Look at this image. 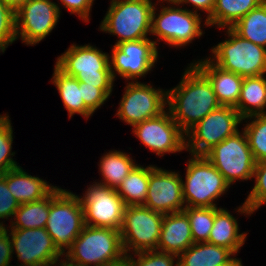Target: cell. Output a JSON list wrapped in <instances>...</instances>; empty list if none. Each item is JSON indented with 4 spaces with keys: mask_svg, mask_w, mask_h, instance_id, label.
I'll use <instances>...</instances> for the list:
<instances>
[{
    "mask_svg": "<svg viewBox=\"0 0 266 266\" xmlns=\"http://www.w3.org/2000/svg\"><path fill=\"white\" fill-rule=\"evenodd\" d=\"M160 1H161V2H162V1L166 2V1H170V0H157L156 3H160Z\"/></svg>",
    "mask_w": 266,
    "mask_h": 266,
    "instance_id": "obj_46",
    "label": "cell"
},
{
    "mask_svg": "<svg viewBox=\"0 0 266 266\" xmlns=\"http://www.w3.org/2000/svg\"><path fill=\"white\" fill-rule=\"evenodd\" d=\"M235 108L242 118L266 114V74L244 77Z\"/></svg>",
    "mask_w": 266,
    "mask_h": 266,
    "instance_id": "obj_26",
    "label": "cell"
},
{
    "mask_svg": "<svg viewBox=\"0 0 266 266\" xmlns=\"http://www.w3.org/2000/svg\"><path fill=\"white\" fill-rule=\"evenodd\" d=\"M115 116L131 127L167 109V89L141 82H128Z\"/></svg>",
    "mask_w": 266,
    "mask_h": 266,
    "instance_id": "obj_13",
    "label": "cell"
},
{
    "mask_svg": "<svg viewBox=\"0 0 266 266\" xmlns=\"http://www.w3.org/2000/svg\"><path fill=\"white\" fill-rule=\"evenodd\" d=\"M225 30L228 38L213 46L208 58L242 77L266 74V48L241 38L231 28Z\"/></svg>",
    "mask_w": 266,
    "mask_h": 266,
    "instance_id": "obj_7",
    "label": "cell"
},
{
    "mask_svg": "<svg viewBox=\"0 0 266 266\" xmlns=\"http://www.w3.org/2000/svg\"><path fill=\"white\" fill-rule=\"evenodd\" d=\"M71 266H125L120 230L85 225L63 255Z\"/></svg>",
    "mask_w": 266,
    "mask_h": 266,
    "instance_id": "obj_2",
    "label": "cell"
},
{
    "mask_svg": "<svg viewBox=\"0 0 266 266\" xmlns=\"http://www.w3.org/2000/svg\"><path fill=\"white\" fill-rule=\"evenodd\" d=\"M193 244L188 216L183 211L164 214L157 250L178 256Z\"/></svg>",
    "mask_w": 266,
    "mask_h": 266,
    "instance_id": "obj_20",
    "label": "cell"
},
{
    "mask_svg": "<svg viewBox=\"0 0 266 266\" xmlns=\"http://www.w3.org/2000/svg\"><path fill=\"white\" fill-rule=\"evenodd\" d=\"M80 87L84 104L93 114L105 104L113 91V89H100L85 82H80Z\"/></svg>",
    "mask_w": 266,
    "mask_h": 266,
    "instance_id": "obj_37",
    "label": "cell"
},
{
    "mask_svg": "<svg viewBox=\"0 0 266 266\" xmlns=\"http://www.w3.org/2000/svg\"><path fill=\"white\" fill-rule=\"evenodd\" d=\"M98 163L103 180L96 183L108 186L111 189H117L123 179L137 165L133 157L119 150H110L104 153Z\"/></svg>",
    "mask_w": 266,
    "mask_h": 266,
    "instance_id": "obj_27",
    "label": "cell"
},
{
    "mask_svg": "<svg viewBox=\"0 0 266 266\" xmlns=\"http://www.w3.org/2000/svg\"><path fill=\"white\" fill-rule=\"evenodd\" d=\"M8 230H10L12 254L16 253L19 265L53 266L63 260V254L55 246L46 228Z\"/></svg>",
    "mask_w": 266,
    "mask_h": 266,
    "instance_id": "obj_17",
    "label": "cell"
},
{
    "mask_svg": "<svg viewBox=\"0 0 266 266\" xmlns=\"http://www.w3.org/2000/svg\"><path fill=\"white\" fill-rule=\"evenodd\" d=\"M8 114L0 115V175L8 170L19 167L13 159L15 151L12 152L13 128Z\"/></svg>",
    "mask_w": 266,
    "mask_h": 266,
    "instance_id": "obj_34",
    "label": "cell"
},
{
    "mask_svg": "<svg viewBox=\"0 0 266 266\" xmlns=\"http://www.w3.org/2000/svg\"><path fill=\"white\" fill-rule=\"evenodd\" d=\"M220 106L211 83L192 63L179 84L167 89V109L185 134Z\"/></svg>",
    "mask_w": 266,
    "mask_h": 266,
    "instance_id": "obj_1",
    "label": "cell"
},
{
    "mask_svg": "<svg viewBox=\"0 0 266 266\" xmlns=\"http://www.w3.org/2000/svg\"><path fill=\"white\" fill-rule=\"evenodd\" d=\"M266 0H215L211 16L204 26L226 29L233 27L243 16L259 7Z\"/></svg>",
    "mask_w": 266,
    "mask_h": 266,
    "instance_id": "obj_25",
    "label": "cell"
},
{
    "mask_svg": "<svg viewBox=\"0 0 266 266\" xmlns=\"http://www.w3.org/2000/svg\"><path fill=\"white\" fill-rule=\"evenodd\" d=\"M60 3H56L59 7H64V9L68 10L70 14H75L76 16L80 17L79 19L83 20L85 23L90 21V12L92 11V6L95 0H59ZM61 4V5H59Z\"/></svg>",
    "mask_w": 266,
    "mask_h": 266,
    "instance_id": "obj_39",
    "label": "cell"
},
{
    "mask_svg": "<svg viewBox=\"0 0 266 266\" xmlns=\"http://www.w3.org/2000/svg\"><path fill=\"white\" fill-rule=\"evenodd\" d=\"M18 201L14 198L13 194L8 189L6 183V172L0 175V219H10L19 207ZM10 217V218H9Z\"/></svg>",
    "mask_w": 266,
    "mask_h": 266,
    "instance_id": "obj_38",
    "label": "cell"
},
{
    "mask_svg": "<svg viewBox=\"0 0 266 266\" xmlns=\"http://www.w3.org/2000/svg\"><path fill=\"white\" fill-rule=\"evenodd\" d=\"M53 266H71V265L67 264L64 260H62V261H59L56 265H53Z\"/></svg>",
    "mask_w": 266,
    "mask_h": 266,
    "instance_id": "obj_44",
    "label": "cell"
},
{
    "mask_svg": "<svg viewBox=\"0 0 266 266\" xmlns=\"http://www.w3.org/2000/svg\"><path fill=\"white\" fill-rule=\"evenodd\" d=\"M191 63L209 80L222 106L237 105L244 77L223 70L208 57Z\"/></svg>",
    "mask_w": 266,
    "mask_h": 266,
    "instance_id": "obj_19",
    "label": "cell"
},
{
    "mask_svg": "<svg viewBox=\"0 0 266 266\" xmlns=\"http://www.w3.org/2000/svg\"><path fill=\"white\" fill-rule=\"evenodd\" d=\"M231 29L241 38L266 48V1L243 16Z\"/></svg>",
    "mask_w": 266,
    "mask_h": 266,
    "instance_id": "obj_30",
    "label": "cell"
},
{
    "mask_svg": "<svg viewBox=\"0 0 266 266\" xmlns=\"http://www.w3.org/2000/svg\"><path fill=\"white\" fill-rule=\"evenodd\" d=\"M243 118L233 106H220L213 110L186 135V150L190 155L204 156L214 146L235 135Z\"/></svg>",
    "mask_w": 266,
    "mask_h": 266,
    "instance_id": "obj_9",
    "label": "cell"
},
{
    "mask_svg": "<svg viewBox=\"0 0 266 266\" xmlns=\"http://www.w3.org/2000/svg\"><path fill=\"white\" fill-rule=\"evenodd\" d=\"M170 2L178 5V6H183V5H187L190 4L191 6H193L194 9H191V11L198 13V12H205L206 13V18L205 20H207L212 12H213V8H214V4H215V0H170Z\"/></svg>",
    "mask_w": 266,
    "mask_h": 266,
    "instance_id": "obj_41",
    "label": "cell"
},
{
    "mask_svg": "<svg viewBox=\"0 0 266 266\" xmlns=\"http://www.w3.org/2000/svg\"><path fill=\"white\" fill-rule=\"evenodd\" d=\"M234 258L227 248L207 242L194 243L178 255V266H225Z\"/></svg>",
    "mask_w": 266,
    "mask_h": 266,
    "instance_id": "obj_24",
    "label": "cell"
},
{
    "mask_svg": "<svg viewBox=\"0 0 266 266\" xmlns=\"http://www.w3.org/2000/svg\"><path fill=\"white\" fill-rule=\"evenodd\" d=\"M6 183L20 205L39 201L57 187L38 176L28 174L21 166L6 172Z\"/></svg>",
    "mask_w": 266,
    "mask_h": 266,
    "instance_id": "obj_21",
    "label": "cell"
},
{
    "mask_svg": "<svg viewBox=\"0 0 266 266\" xmlns=\"http://www.w3.org/2000/svg\"><path fill=\"white\" fill-rule=\"evenodd\" d=\"M9 230L5 227L3 221L0 222V266H13L10 265L12 254V242Z\"/></svg>",
    "mask_w": 266,
    "mask_h": 266,
    "instance_id": "obj_40",
    "label": "cell"
},
{
    "mask_svg": "<svg viewBox=\"0 0 266 266\" xmlns=\"http://www.w3.org/2000/svg\"><path fill=\"white\" fill-rule=\"evenodd\" d=\"M183 212L188 216L193 242H208L215 220V207H185Z\"/></svg>",
    "mask_w": 266,
    "mask_h": 266,
    "instance_id": "obj_33",
    "label": "cell"
},
{
    "mask_svg": "<svg viewBox=\"0 0 266 266\" xmlns=\"http://www.w3.org/2000/svg\"><path fill=\"white\" fill-rule=\"evenodd\" d=\"M144 206L162 214L183 211L185 202L179 171L149 165V185Z\"/></svg>",
    "mask_w": 266,
    "mask_h": 266,
    "instance_id": "obj_18",
    "label": "cell"
},
{
    "mask_svg": "<svg viewBox=\"0 0 266 266\" xmlns=\"http://www.w3.org/2000/svg\"><path fill=\"white\" fill-rule=\"evenodd\" d=\"M241 131L221 141L204 155L230 186L236 181L252 180L256 166L247 136Z\"/></svg>",
    "mask_w": 266,
    "mask_h": 266,
    "instance_id": "obj_10",
    "label": "cell"
},
{
    "mask_svg": "<svg viewBox=\"0 0 266 266\" xmlns=\"http://www.w3.org/2000/svg\"><path fill=\"white\" fill-rule=\"evenodd\" d=\"M154 5L152 0H111L99 29L118 37L114 45L149 38Z\"/></svg>",
    "mask_w": 266,
    "mask_h": 266,
    "instance_id": "obj_4",
    "label": "cell"
},
{
    "mask_svg": "<svg viewBox=\"0 0 266 266\" xmlns=\"http://www.w3.org/2000/svg\"><path fill=\"white\" fill-rule=\"evenodd\" d=\"M182 180L185 207H218L215 200L228 192L230 185L205 156L191 155Z\"/></svg>",
    "mask_w": 266,
    "mask_h": 266,
    "instance_id": "obj_8",
    "label": "cell"
},
{
    "mask_svg": "<svg viewBox=\"0 0 266 266\" xmlns=\"http://www.w3.org/2000/svg\"><path fill=\"white\" fill-rule=\"evenodd\" d=\"M160 3L159 13L155 4L151 14V32L150 35L156 36L157 40H153L156 47L160 45V41L164 44L176 48L185 47L205 33L201 23V14L195 13L187 7L180 6L166 1L167 6Z\"/></svg>",
    "mask_w": 266,
    "mask_h": 266,
    "instance_id": "obj_3",
    "label": "cell"
},
{
    "mask_svg": "<svg viewBox=\"0 0 266 266\" xmlns=\"http://www.w3.org/2000/svg\"><path fill=\"white\" fill-rule=\"evenodd\" d=\"M253 179L255 184L247 195L244 203L235 208L236 213L238 212L241 215L251 216V214L261 208V206L266 204V160L256 163Z\"/></svg>",
    "mask_w": 266,
    "mask_h": 266,
    "instance_id": "obj_32",
    "label": "cell"
},
{
    "mask_svg": "<svg viewBox=\"0 0 266 266\" xmlns=\"http://www.w3.org/2000/svg\"><path fill=\"white\" fill-rule=\"evenodd\" d=\"M111 47L109 64L114 80L117 79L116 76H120L127 82H136L151 73L159 59V47H156L151 38L124 41Z\"/></svg>",
    "mask_w": 266,
    "mask_h": 266,
    "instance_id": "obj_12",
    "label": "cell"
},
{
    "mask_svg": "<svg viewBox=\"0 0 266 266\" xmlns=\"http://www.w3.org/2000/svg\"><path fill=\"white\" fill-rule=\"evenodd\" d=\"M16 40L15 10L0 0V52L4 53Z\"/></svg>",
    "mask_w": 266,
    "mask_h": 266,
    "instance_id": "obj_36",
    "label": "cell"
},
{
    "mask_svg": "<svg viewBox=\"0 0 266 266\" xmlns=\"http://www.w3.org/2000/svg\"><path fill=\"white\" fill-rule=\"evenodd\" d=\"M55 65L79 82L100 89H113L115 80L110 70L109 54L95 45L73 43L57 57Z\"/></svg>",
    "mask_w": 266,
    "mask_h": 266,
    "instance_id": "obj_6",
    "label": "cell"
},
{
    "mask_svg": "<svg viewBox=\"0 0 266 266\" xmlns=\"http://www.w3.org/2000/svg\"><path fill=\"white\" fill-rule=\"evenodd\" d=\"M225 266H243V264L241 259L235 257L228 265Z\"/></svg>",
    "mask_w": 266,
    "mask_h": 266,
    "instance_id": "obj_43",
    "label": "cell"
},
{
    "mask_svg": "<svg viewBox=\"0 0 266 266\" xmlns=\"http://www.w3.org/2000/svg\"><path fill=\"white\" fill-rule=\"evenodd\" d=\"M149 185V166L137 164L116 189L126 206L144 205Z\"/></svg>",
    "mask_w": 266,
    "mask_h": 266,
    "instance_id": "obj_28",
    "label": "cell"
},
{
    "mask_svg": "<svg viewBox=\"0 0 266 266\" xmlns=\"http://www.w3.org/2000/svg\"><path fill=\"white\" fill-rule=\"evenodd\" d=\"M53 72L51 82L58 90L63 106L69 114V119L78 114L88 120L93 113L84 104L79 80L65 74L56 65H54Z\"/></svg>",
    "mask_w": 266,
    "mask_h": 266,
    "instance_id": "obj_23",
    "label": "cell"
},
{
    "mask_svg": "<svg viewBox=\"0 0 266 266\" xmlns=\"http://www.w3.org/2000/svg\"><path fill=\"white\" fill-rule=\"evenodd\" d=\"M132 133L157 156L186 150V135L172 119L168 109L132 128Z\"/></svg>",
    "mask_w": 266,
    "mask_h": 266,
    "instance_id": "obj_16",
    "label": "cell"
},
{
    "mask_svg": "<svg viewBox=\"0 0 266 266\" xmlns=\"http://www.w3.org/2000/svg\"><path fill=\"white\" fill-rule=\"evenodd\" d=\"M245 132L253 157L257 162L266 160V114L243 118ZM246 120V121H245ZM251 120V121H250Z\"/></svg>",
    "mask_w": 266,
    "mask_h": 266,
    "instance_id": "obj_31",
    "label": "cell"
},
{
    "mask_svg": "<svg viewBox=\"0 0 266 266\" xmlns=\"http://www.w3.org/2000/svg\"><path fill=\"white\" fill-rule=\"evenodd\" d=\"M60 10L51 0H27L15 11L16 38L27 46L39 44L60 19Z\"/></svg>",
    "mask_w": 266,
    "mask_h": 266,
    "instance_id": "obj_14",
    "label": "cell"
},
{
    "mask_svg": "<svg viewBox=\"0 0 266 266\" xmlns=\"http://www.w3.org/2000/svg\"><path fill=\"white\" fill-rule=\"evenodd\" d=\"M6 5L13 8L15 11L23 5L27 0H2Z\"/></svg>",
    "mask_w": 266,
    "mask_h": 266,
    "instance_id": "obj_42",
    "label": "cell"
},
{
    "mask_svg": "<svg viewBox=\"0 0 266 266\" xmlns=\"http://www.w3.org/2000/svg\"><path fill=\"white\" fill-rule=\"evenodd\" d=\"M164 214L144 205L126 206L120 228L125 255L157 250Z\"/></svg>",
    "mask_w": 266,
    "mask_h": 266,
    "instance_id": "obj_11",
    "label": "cell"
},
{
    "mask_svg": "<svg viewBox=\"0 0 266 266\" xmlns=\"http://www.w3.org/2000/svg\"><path fill=\"white\" fill-rule=\"evenodd\" d=\"M94 183V184H93ZM89 184L83 196H79L87 226L120 230L125 203L116 189L96 183Z\"/></svg>",
    "mask_w": 266,
    "mask_h": 266,
    "instance_id": "obj_15",
    "label": "cell"
},
{
    "mask_svg": "<svg viewBox=\"0 0 266 266\" xmlns=\"http://www.w3.org/2000/svg\"><path fill=\"white\" fill-rule=\"evenodd\" d=\"M50 211V194L35 202L19 205L17 211L6 228L34 229L45 228Z\"/></svg>",
    "mask_w": 266,
    "mask_h": 266,
    "instance_id": "obj_29",
    "label": "cell"
},
{
    "mask_svg": "<svg viewBox=\"0 0 266 266\" xmlns=\"http://www.w3.org/2000/svg\"><path fill=\"white\" fill-rule=\"evenodd\" d=\"M84 226V211L79 195L56 187L50 193V211L45 228L63 255Z\"/></svg>",
    "mask_w": 266,
    "mask_h": 266,
    "instance_id": "obj_5",
    "label": "cell"
},
{
    "mask_svg": "<svg viewBox=\"0 0 266 266\" xmlns=\"http://www.w3.org/2000/svg\"><path fill=\"white\" fill-rule=\"evenodd\" d=\"M125 266H178V256L158 250H145L126 256Z\"/></svg>",
    "mask_w": 266,
    "mask_h": 266,
    "instance_id": "obj_35",
    "label": "cell"
},
{
    "mask_svg": "<svg viewBox=\"0 0 266 266\" xmlns=\"http://www.w3.org/2000/svg\"><path fill=\"white\" fill-rule=\"evenodd\" d=\"M19 266H47V265H37V264H35V265H19Z\"/></svg>",
    "mask_w": 266,
    "mask_h": 266,
    "instance_id": "obj_45",
    "label": "cell"
},
{
    "mask_svg": "<svg viewBox=\"0 0 266 266\" xmlns=\"http://www.w3.org/2000/svg\"><path fill=\"white\" fill-rule=\"evenodd\" d=\"M238 225L237 218L227 208L215 207V220L207 243L227 248L236 256L248 235L240 233Z\"/></svg>",
    "mask_w": 266,
    "mask_h": 266,
    "instance_id": "obj_22",
    "label": "cell"
}]
</instances>
